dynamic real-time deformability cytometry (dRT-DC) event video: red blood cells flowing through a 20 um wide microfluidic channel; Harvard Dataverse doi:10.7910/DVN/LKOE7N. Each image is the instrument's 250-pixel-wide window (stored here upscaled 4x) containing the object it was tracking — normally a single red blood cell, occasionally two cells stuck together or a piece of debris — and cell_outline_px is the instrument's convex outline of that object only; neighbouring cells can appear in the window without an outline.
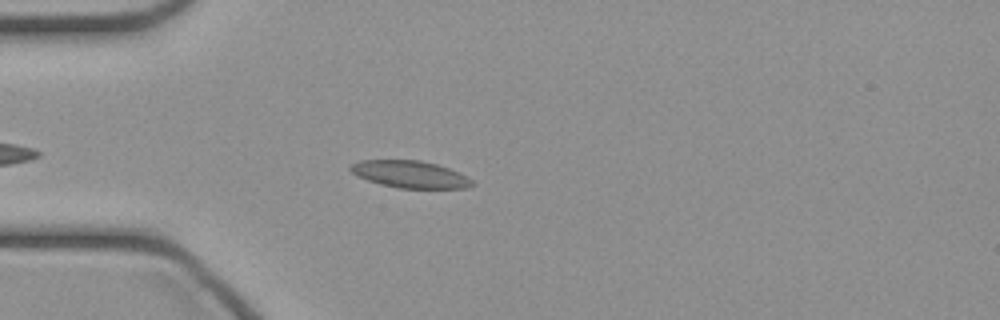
{"species": "common noctule bat (a hibernating species)", "species_latin": "Nyctalus noctula", "temperature_condition": "cold", "stored_images_in_passage": 31, "camera_frame_rate_fps": 3000, "um_per_image_px": 0.085, "animal": {"sex": "female", "body_mass_g": 21.9}, "frame": {"image": 1, "passage_image": 5, "time_ms": 1.333, "image_size_px": [1000, 320], "cell_outline_px": [[476, 184], [468, 188], [400, 188], [380, 184], [356, 176], [348, 168], [352, 164], [360, 160], [420, 160], [436, 164], [448, 168], [468, 176]], "centroid_in_image_um": [34.87, 14.82], "position_along_channel_um": 50.1, "area_um2": 19.25}}
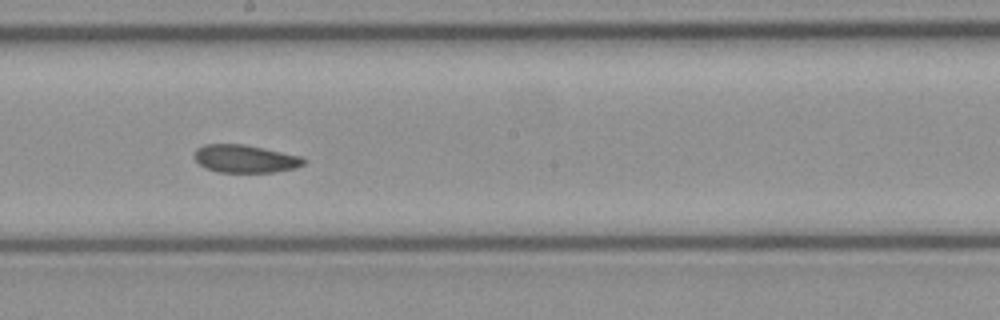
{"frame": {"image": 2, "passage_image": 18, "time_ms": 5.667, "image_size_px": [1000, 320], "cell_outline_px": [[304, 164], [296, 168], [272, 172], [220, 172], [204, 168], [192, 156], [196, 148], [204, 144], [244, 144], [304, 156]], "centroid_in_image_um": [20.82, 13.48], "position_along_channel_um": 227.4, "area_um2": 17.92}}
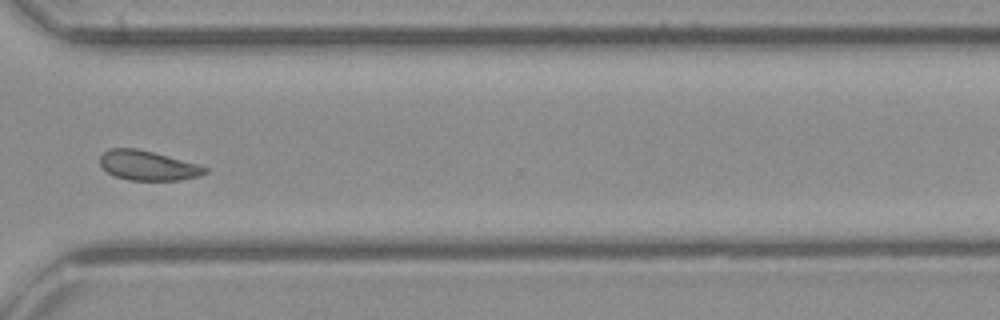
{"frame": {"image": 3, "passage_image": 27, "time_ms": 8.667, "image_size_px": [1000, 320], "cell_outline_px": [[208, 172], [200, 176], [180, 180], [128, 180], [116, 176], [108, 172], [100, 164], [100, 156], [108, 148], [136, 148], [200, 164], [208, 168]], "centroid_in_image_um": [12.6, 14.07], "position_along_channel_um": 358.0, "area_um2": 18.15}}